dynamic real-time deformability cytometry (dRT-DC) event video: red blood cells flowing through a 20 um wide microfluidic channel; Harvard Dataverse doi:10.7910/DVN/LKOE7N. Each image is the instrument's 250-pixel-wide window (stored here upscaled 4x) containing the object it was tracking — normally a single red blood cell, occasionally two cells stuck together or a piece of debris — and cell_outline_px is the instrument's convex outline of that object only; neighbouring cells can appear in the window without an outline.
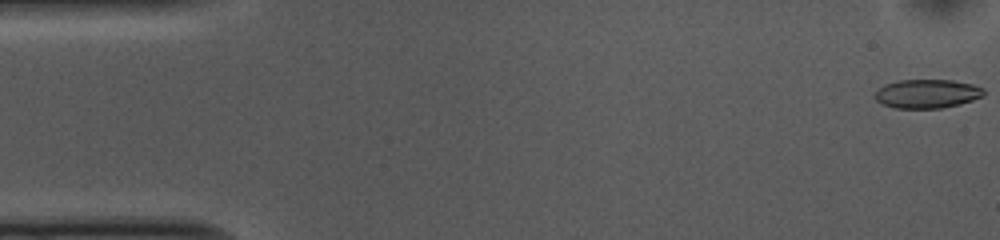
{"species": "common noctule bat (a hibernating species)", "species_latin": "Nyctalus noctula", "temperature_condition": "cold", "stored_images_in_passage": 53, "camera_frame_rate_fps": 3000, "um_per_image_px": 0.085, "animal": {"sex": "female", "body_mass_g": 10.0, "forearm_length_mm": 53.1}, "frame": {"image": 1, "passage_image": 1, "time_ms": 0.0, "image_size_px": [1000, 240], "cell_outline_px": [[984, 96], [960, 104], [940, 108], [892, 108], [880, 104], [872, 96], [884, 84], [900, 80], [952, 80], [972, 84], [984, 88]], "centroid_in_image_um": [78.77, 7.97], "position_along_channel_um": 6.2, "area_um2": 18.44}}
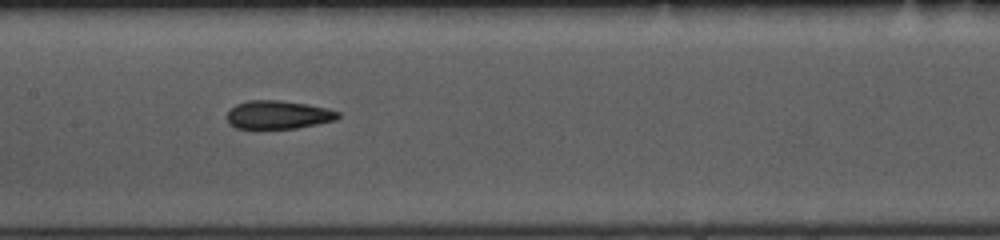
{"frame": {"image": 2, "passage_image": 25, "time_ms": 8.0, "image_size_px": [1000, 240], "cell_outline_px": [[340, 116], [336, 120], [296, 128], [236, 128], [228, 124], [228, 112], [236, 104], [248, 100], [280, 100], [308, 104], [328, 108], [340, 112]], "centroid_in_image_um": [23.67, 9.74], "position_along_channel_um": 183.7, "area_um2": 18.32}}
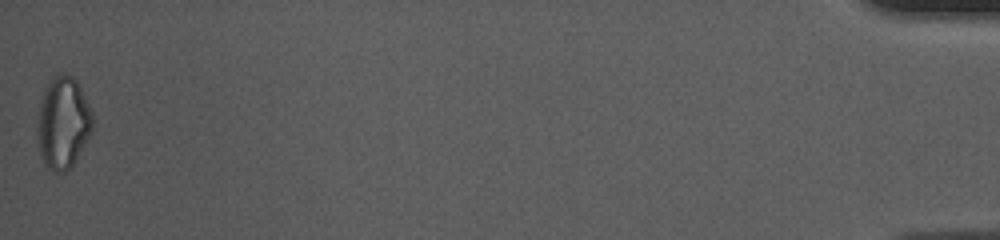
{"frame": {"image": 3, "passage_image": 53, "time_ms": 17.333, "image_size_px": [1000, 240], "cell_outline_px": [[92, 132], [72, 164], [64, 172], [56, 172], [48, 168], [44, 164], [40, 156], [36, 132], [36, 128], [40, 100], [48, 80], [56, 72], [64, 72], [72, 76], [76, 80], [92, 112]], "centroid_in_image_um": [5.31, 10.39], "position_along_channel_um": 429.9, "area_um2": 29.77}, "authors_computed_cell_mechanics": {"area_um2": 19.074, "velocity_mm_per_s": 3.722, "shape_relaxation_time_tau1_ms": null, "shape_relaxation_time_tau2_ms": 3.3921, "deformation_change_tau1": null, "deformation_change_tau2": 0.1113}}